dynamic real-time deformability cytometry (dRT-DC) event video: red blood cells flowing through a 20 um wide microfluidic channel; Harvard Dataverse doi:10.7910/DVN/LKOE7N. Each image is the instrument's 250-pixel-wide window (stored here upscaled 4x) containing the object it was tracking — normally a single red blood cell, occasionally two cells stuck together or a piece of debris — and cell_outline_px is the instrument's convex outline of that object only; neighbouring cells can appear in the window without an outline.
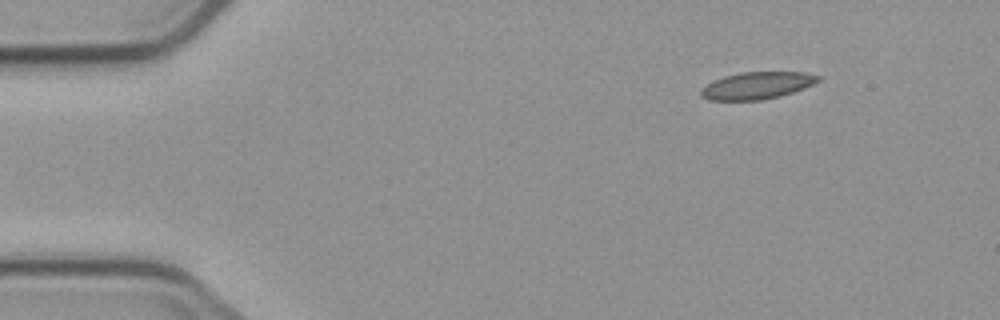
{"species": "common noctule bat (a hibernating species)", "species_latin": "Nyctalus noctula", "temperature_condition": "cold", "stored_images_in_passage": 3, "camera_frame_rate_fps": 3000, "um_per_image_px": 0.085, "animal": {"sex": "male", "body_mass_g": 23.1, "forearm_length_mm": 52.7}, "frame": {"image": 1, "passage_image": 3, "time_ms": 2.333, "image_size_px": [1000, 320], "cell_outline_px": [[820, 80], [804, 88], [780, 96], [760, 100], [708, 100], [700, 96], [700, 88], [712, 80], [724, 76], [740, 72], [804, 72], [820, 76]], "centroid_in_image_um": [64.29, 7.27], "position_along_channel_um": 20.7, "area_um2": 18.61}}